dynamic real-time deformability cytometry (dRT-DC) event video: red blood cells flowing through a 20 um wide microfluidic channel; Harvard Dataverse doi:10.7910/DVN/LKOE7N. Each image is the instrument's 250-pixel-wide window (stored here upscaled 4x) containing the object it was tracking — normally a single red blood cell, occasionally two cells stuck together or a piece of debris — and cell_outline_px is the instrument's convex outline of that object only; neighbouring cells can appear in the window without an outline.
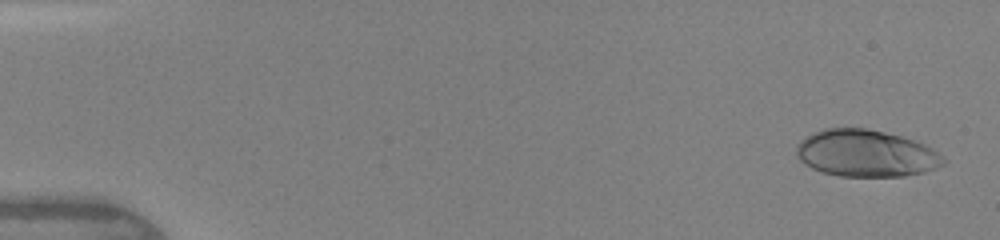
{"species": "human", "species_latin": "Homo sapiens", "temperature_condition": "warm", "stored_images_in_passage": 26, "camera_frame_rate_fps": 3000, "um_per_image_px": 0.085, "donor": {"sex": "female"}, "frame": {"image": 1, "passage_image": 1, "time_ms": 0.0, "image_size_px": [1000, 240], "cell_outline_px": [[948, 160], [944, 164], [936, 168], [924, 172], [904, 176], [840, 176], [824, 172], [812, 168], [800, 160], [796, 152], [796, 144], [800, 140], [812, 132], [824, 128], [868, 128], [916, 140], [932, 148]], "centroid_in_image_um": [73.62, 13.03], "position_along_channel_um": 11.4, "area_um2": 40.34}}
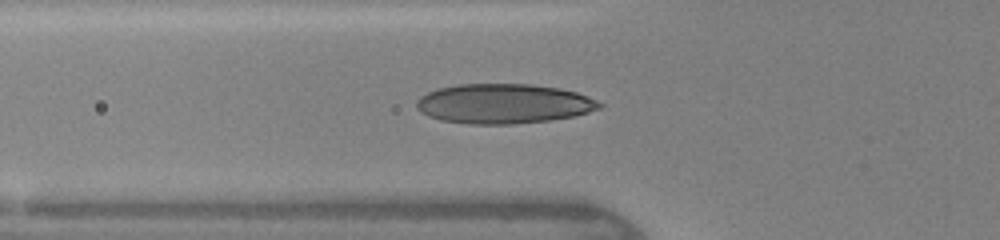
{"frame": {"image": 2, "passage_image": 10, "time_ms": 5.0, "image_size_px": [1000, 240], "cell_outline_px": [[604, 104], [600, 108], [588, 112], [572, 116], [548, 120], [512, 124], [472, 124], [440, 120], [428, 116], [420, 112], [416, 108], [416, 104], [420, 96], [436, 88], [456, 84], [532, 84], [560, 88], [576, 92], [588, 96]], "centroid_in_image_um": [42.78, 8.8], "position_along_channel_um": 83.0, "area_um2": 42.43}}
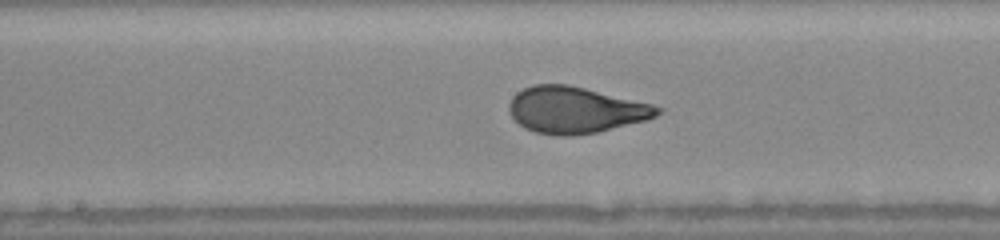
{"frame": {"image": 3, "passage_image": 17, "time_ms": 7.667, "image_size_px": [1000, 240], "cell_outline_px": [[664, 112], [648, 120], [596, 132], [572, 136], [560, 136], [536, 132], [524, 128], [512, 116], [508, 108], [508, 104], [512, 96], [516, 92], [532, 84], [568, 84], [652, 104], [664, 108]], "centroid_in_image_um": [48.92, 9.34], "position_along_channel_um": 199.3, "area_um2": 40.23}}